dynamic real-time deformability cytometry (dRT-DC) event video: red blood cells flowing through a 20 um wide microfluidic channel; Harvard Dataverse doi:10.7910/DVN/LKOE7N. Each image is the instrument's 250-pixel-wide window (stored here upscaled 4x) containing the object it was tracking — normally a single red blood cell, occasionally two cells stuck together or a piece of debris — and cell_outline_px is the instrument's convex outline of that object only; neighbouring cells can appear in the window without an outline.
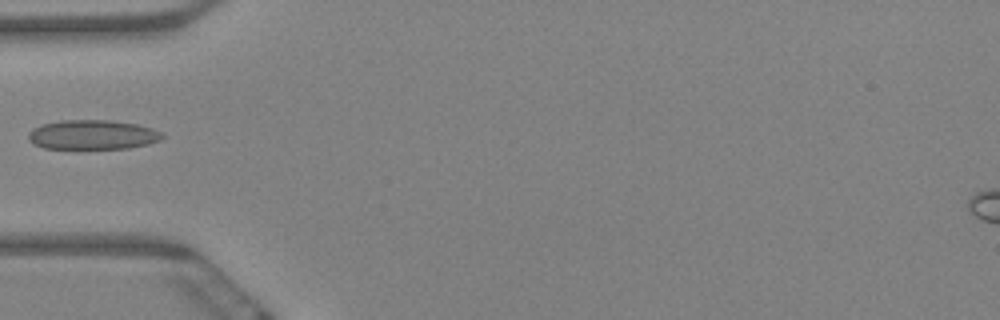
{"species": "Egyptian fruit bat (a non-hibernating species)", "species_latin": "Rousettus aegyptiacus", "temperature_condition": "warm", "stored_images_in_passage": 6, "camera_frame_rate_fps": 3000, "um_per_image_px": 0.085, "animal": {"sex": "female"}, "frame": {"image": 1, "passage_image": 6, "time_ms": 1.667, "image_size_px": [1000, 320], "cell_outline_px": [[164, 136], [160, 140], [148, 144], [128, 148], [80, 152], [44, 148], [32, 144], [28, 140], [28, 132], [32, 128], [44, 124], [60, 120], [112, 120], [136, 124], [152, 128], [160, 132]], "centroid_in_image_um": [7.8, 11.51], "position_along_channel_um": 77.2, "area_um2": 24.22}}